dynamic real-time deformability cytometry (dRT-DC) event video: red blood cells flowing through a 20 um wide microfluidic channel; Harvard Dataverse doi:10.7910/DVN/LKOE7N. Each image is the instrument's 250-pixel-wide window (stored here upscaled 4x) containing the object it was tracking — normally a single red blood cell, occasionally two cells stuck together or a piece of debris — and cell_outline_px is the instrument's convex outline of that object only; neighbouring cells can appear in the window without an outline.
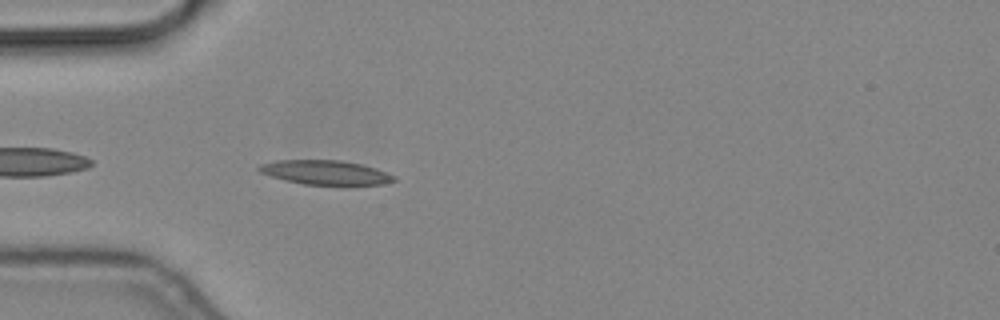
{"species": "common noctule bat (a hibernating species)", "species_latin": "Nyctalus noctula", "temperature_condition": "cold", "stored_images_in_passage": 42, "camera_frame_rate_fps": 3000, "um_per_image_px": 0.085, "animal": {"sex": "male", "body_mass_g": 19.2, "forearm_length_mm": 51.8}, "frame": {"image": 1, "passage_image": 3, "time_ms": 0.667, "image_size_px": [1000, 320], "cell_outline_px": [[396, 180], [384, 184], [304, 184], [284, 180], [260, 172], [256, 168], [260, 164], [276, 160], [340, 160], [360, 164], [376, 168], [396, 176]], "centroid_in_image_um": [27.65, 14.65], "position_along_channel_um": 57.4, "area_um2": 18.9}}
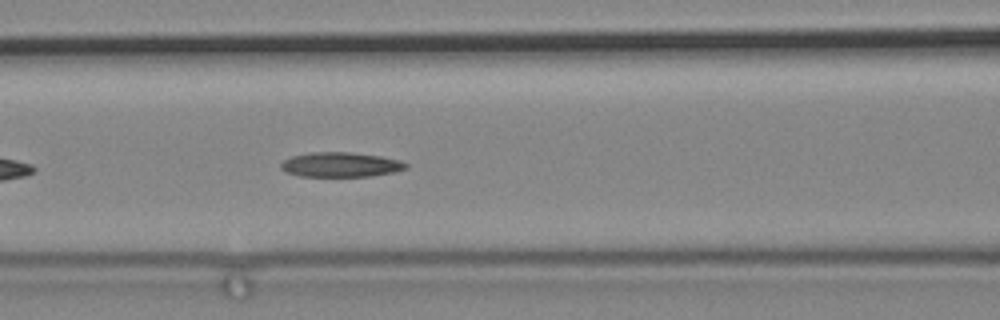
{"frame": {"image": 2, "passage_image": 10, "time_ms": 3.0, "image_size_px": [1000, 320], "cell_outline_px": [[408, 168], [396, 172], [372, 176], [300, 176], [284, 172], [280, 168], [280, 164], [284, 160], [292, 156], [312, 152], [348, 152], [380, 156], [400, 160], [408, 164]], "centroid_in_image_um": [28.96, 14.0], "position_along_channel_um": 137.6, "area_um2": 18.09}}
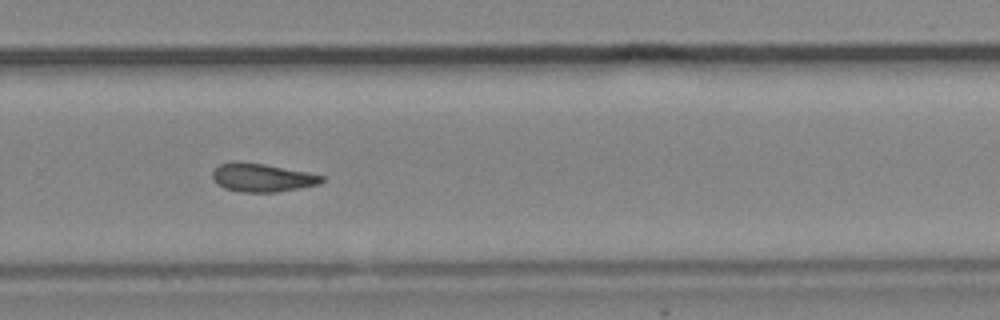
{"frame": {"image": 3, "passage_image": 24, "time_ms": 7.667, "image_size_px": [1000, 320], "cell_outline_px": [[324, 180], [316, 184], [300, 188], [276, 192], [240, 192], [224, 188], [216, 184], [212, 176], [212, 168], [220, 164], [264, 164], [308, 172], [324, 176]], "centroid_in_image_um": [22.27, 15.13], "position_along_channel_um": 307.5, "area_um2": 17.57}}